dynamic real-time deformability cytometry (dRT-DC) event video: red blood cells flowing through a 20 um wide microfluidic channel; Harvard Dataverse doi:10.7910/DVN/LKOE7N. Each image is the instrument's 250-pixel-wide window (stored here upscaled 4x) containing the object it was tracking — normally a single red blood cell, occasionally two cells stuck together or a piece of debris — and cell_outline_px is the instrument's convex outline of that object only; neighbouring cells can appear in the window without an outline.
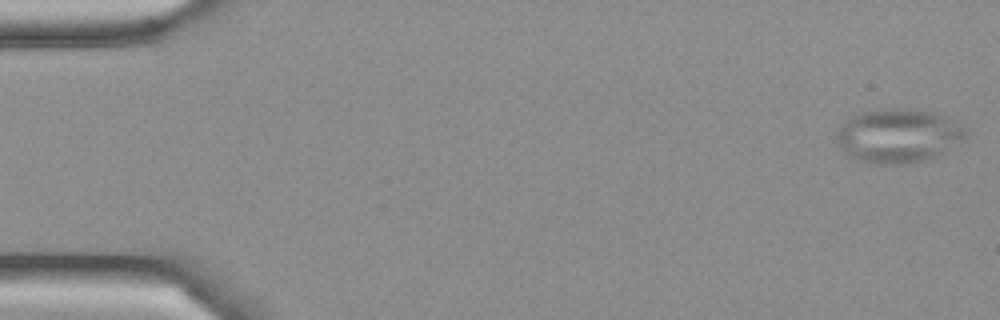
{"species": "Egyptian fruit bat (a non-hibernating species)", "species_latin": "Rousettus aegyptiacus", "temperature_condition": "cold", "stored_images_in_passage": 5, "camera_frame_rate_fps": 3000, "um_per_image_px": 0.085, "frame": {"image": 1, "passage_image": 1, "time_ms": 0.0, "image_size_px": [1000, 320], "cell_outline_px": [[968, 136], [944, 152], [928, 160], [904, 164], [876, 164], [860, 160], [844, 152], [836, 140], [836, 132], [844, 120], [852, 116], [864, 112], [896, 108], [912, 108], [944, 116], [968, 128]], "centroid_in_image_um": [76.37, 11.54], "position_along_channel_um": 8.6, "area_um2": 40.52}}